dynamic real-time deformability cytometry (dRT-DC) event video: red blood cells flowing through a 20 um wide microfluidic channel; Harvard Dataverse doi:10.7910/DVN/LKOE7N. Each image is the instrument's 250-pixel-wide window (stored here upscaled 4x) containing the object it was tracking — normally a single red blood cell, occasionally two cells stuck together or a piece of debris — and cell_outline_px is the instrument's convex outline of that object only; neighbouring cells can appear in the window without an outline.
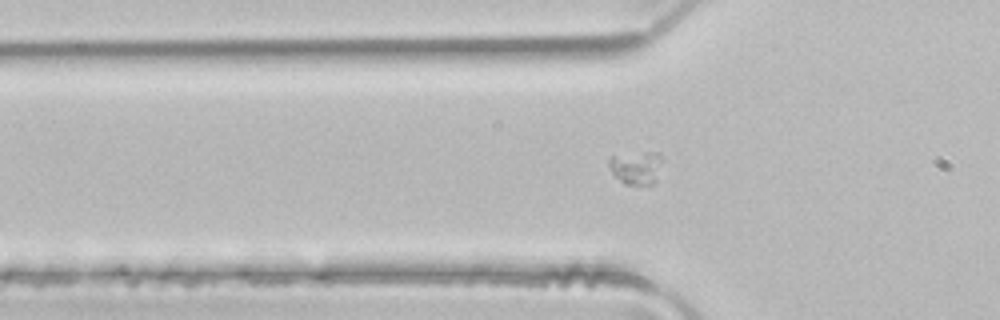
{"species": "common noctule bat (a hibernating species)", "species_latin": "Nyctalus noctula", "temperature_condition": "room temperature", "stored_images_in_passage": 42, "segment_of_instrument_passage": [1, 2], "camera_frame_rate_fps": 3000, "um_per_image_px": 0.085, "animal": {"sex": "male", "body_mass_g": 21.5, "forearm_length_mm": 52.0}, "frame": {"image": 1, "passage_image": 13, "time_ms": 4.0, "image_size_px": [1000, 320], "cell_outline_px": [[660, 160], [656, 180], [652, 184], [624, 184], [612, 172], [608, 164], [608, 156], [644, 152], [656, 152], [660, 156]], "centroid_in_image_um": [54.02, 14.23], "position_along_channel_um": 71.8, "area_um2": 10.0}}
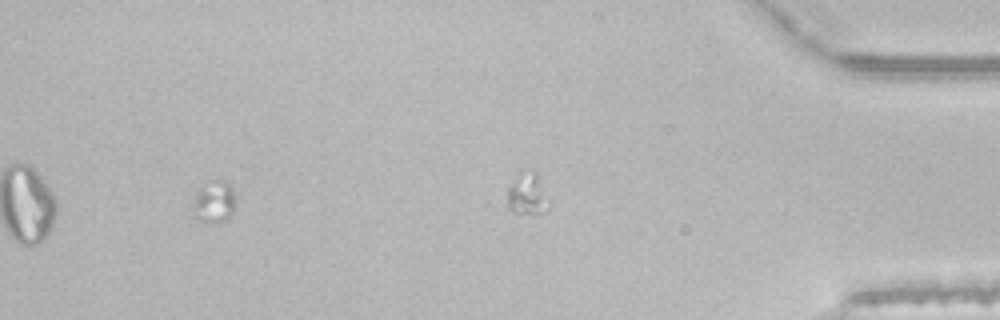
{"frame": {"image": 2, "passage_image": 38, "time_ms": 12.333, "image_size_px": [1000, 320], "cell_outline_px": [[236, 204], [228, 220], [220, 224], [208, 224], [200, 220], [196, 216], [196, 192], [208, 180], [224, 180], [232, 188], [236, 200]], "centroid_in_image_um": [18.28, 17.18], "position_along_channel_um": 416.9, "area_um2": 10.46}}